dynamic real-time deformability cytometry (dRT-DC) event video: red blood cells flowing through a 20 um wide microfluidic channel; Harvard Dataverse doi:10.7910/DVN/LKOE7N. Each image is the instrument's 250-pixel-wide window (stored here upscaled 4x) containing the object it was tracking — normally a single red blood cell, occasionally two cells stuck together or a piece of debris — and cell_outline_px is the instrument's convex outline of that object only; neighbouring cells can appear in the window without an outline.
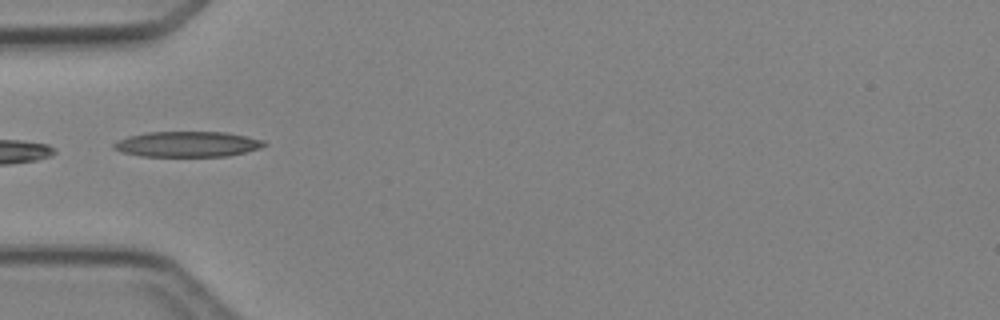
{"species": "Egyptian fruit bat (a non-hibernating species)", "species_latin": "Rousettus aegyptiacus", "temperature_condition": "cold", "stored_images_in_passage": 4, "camera_frame_rate_fps": 3000, "um_per_image_px": 0.085, "animal": {"sex": "female"}, "frame": {"image": 1, "passage_image": 3, "time_ms": 3.333, "image_size_px": [1000, 320], "cell_outline_px": [[268, 144], [260, 148], [228, 156], [140, 156], [124, 152], [112, 148], [112, 144], [128, 136], [148, 132], [224, 132], [264, 140]], "centroid_in_image_um": [15.93, 12.25], "position_along_channel_um": 69.1, "area_um2": 22.14}}
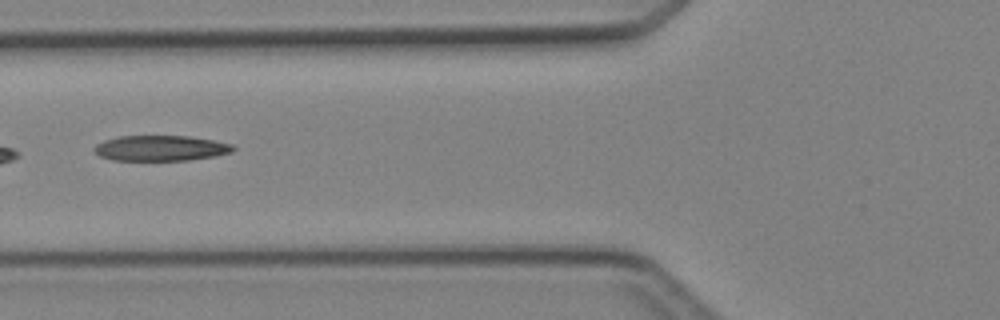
{"frame": {"image": 2, "passage_image": 4, "time_ms": 4.333, "image_size_px": [1000, 320], "cell_outline_px": [[236, 148], [232, 152], [216, 156], [188, 160], [112, 160], [100, 156], [92, 148], [96, 144], [104, 140], [120, 136], [188, 136], [212, 140], [232, 144]], "centroid_in_image_um": [13.66, 12.59], "position_along_channel_um": 112.1, "area_um2": 20.58}}